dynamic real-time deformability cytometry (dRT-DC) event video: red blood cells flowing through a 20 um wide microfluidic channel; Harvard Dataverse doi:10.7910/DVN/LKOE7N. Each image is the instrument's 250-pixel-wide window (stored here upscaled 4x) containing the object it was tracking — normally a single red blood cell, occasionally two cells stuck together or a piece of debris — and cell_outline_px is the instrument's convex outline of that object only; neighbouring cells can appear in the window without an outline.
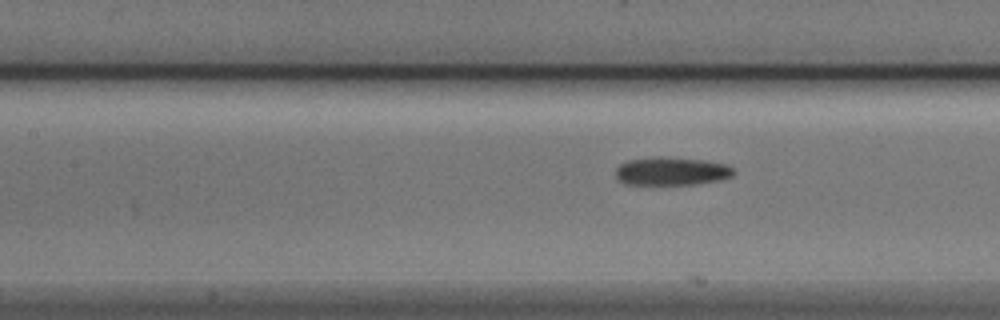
{"species": "Egyptian fruit bat (a non-hibernating species)", "species_latin": "Rousettus aegyptiacus", "temperature_condition": "cold", "stored_images_in_passage": 12, "camera_frame_rate_fps": 3000, "um_per_image_px": 0.085, "animal": {"sex": "male"}, "frame": {"image": 1, "passage_image": 10, "time_ms": 3.0, "image_size_px": [1000, 320], "cell_outline_px": [[736, 172], [732, 176], [720, 180], [696, 184], [624, 184], [616, 176], [616, 168], [620, 164], [628, 160], [652, 156], [660, 156], [704, 160], [724, 164], [732, 168]], "centroid_in_image_um": [57.07, 14.54], "position_along_channel_um": 150.3, "area_um2": 19.42}}